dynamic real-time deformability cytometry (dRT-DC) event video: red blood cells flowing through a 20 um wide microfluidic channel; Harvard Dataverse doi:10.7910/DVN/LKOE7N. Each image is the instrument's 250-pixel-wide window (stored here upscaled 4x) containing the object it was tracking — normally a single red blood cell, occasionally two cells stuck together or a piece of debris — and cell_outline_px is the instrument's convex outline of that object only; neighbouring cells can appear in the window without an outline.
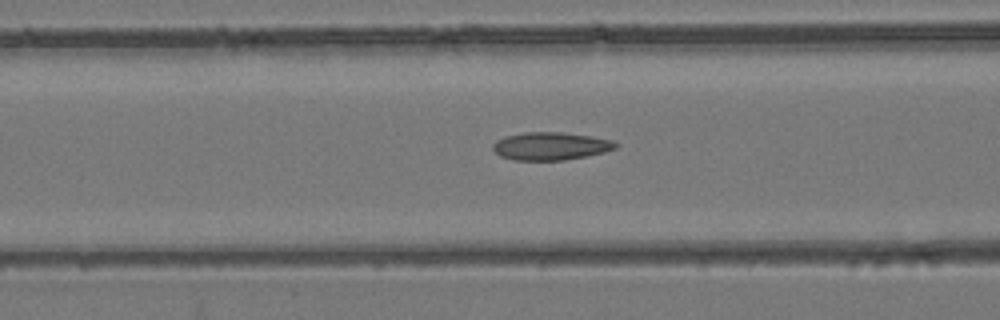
{"species": "common noctule bat (a hibernating species)", "species_latin": "Nyctalus noctula", "temperature_condition": "room temperature", "stored_images_in_passage": 54, "camera_frame_rate_fps": 3000, "um_per_image_px": 0.085, "animal": {"sex": "female", "body_mass_g": 24.6, "forearm_length_mm": 56.2}, "frame": {"image": 1, "passage_image": 22, "time_ms": 7.0, "image_size_px": [1000, 320], "cell_outline_px": [[620, 144], [616, 148], [604, 152], [588, 156], [564, 160], [512, 160], [500, 156], [492, 148], [492, 144], [496, 140], [504, 136], [524, 132], [564, 132], [592, 136], [612, 140]], "centroid_in_image_um": [46.81, 12.41], "position_along_channel_um": 119.8, "area_um2": 20.17}}
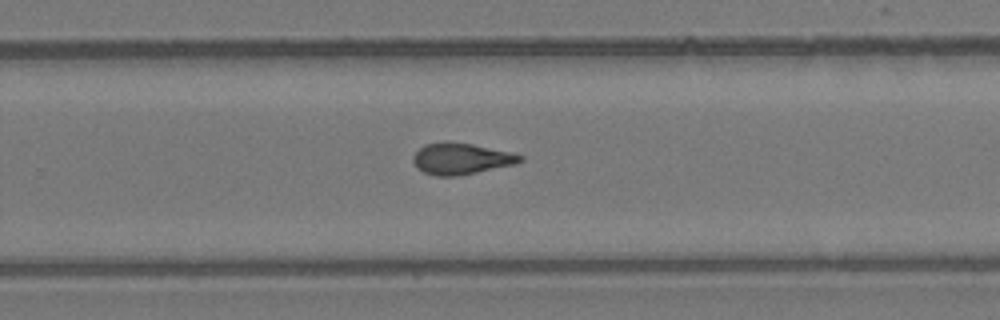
{"frame": {"image": 2, "passage_image": 35, "time_ms": 11.333, "image_size_px": [1000, 320], "cell_outline_px": [[524, 160], [516, 164], [456, 176], [436, 176], [424, 172], [416, 168], [412, 160], [412, 156], [424, 144], [444, 140], [448, 140], [472, 144], [512, 152], [524, 156]], "centroid_in_image_um": [39.18, 13.47], "position_along_channel_um": 290.6, "area_um2": 19.83}}
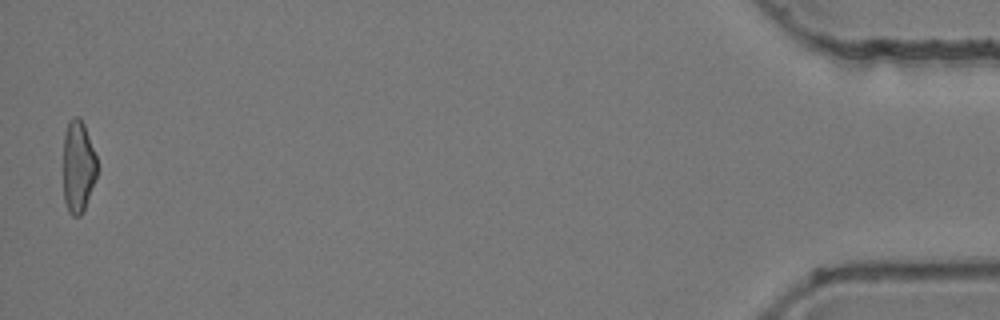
{"frame": {"image": 3, "passage_image": 53, "time_ms": 17.333, "image_size_px": [1000, 320], "cell_outline_px": [[100, 168], [84, 208], [80, 216], [72, 216], [68, 212], [64, 200], [64, 132], [68, 120], [72, 116], [80, 116], [84, 124], [96, 156]], "centroid_in_image_um": [6.65, 14.12], "position_along_channel_um": 428.5, "area_um2": 18.44}, "authors_computed_cell_mechanics": {"area_um2": 19.5364, "velocity_mm_per_s": 3.9523, "shape_relaxation_time_tau1_ms": null, "shape_relaxation_time_tau2_ms": 2.3457, "deformation_change_tau1": null, "deformation_change_tau2": 0.0959}}